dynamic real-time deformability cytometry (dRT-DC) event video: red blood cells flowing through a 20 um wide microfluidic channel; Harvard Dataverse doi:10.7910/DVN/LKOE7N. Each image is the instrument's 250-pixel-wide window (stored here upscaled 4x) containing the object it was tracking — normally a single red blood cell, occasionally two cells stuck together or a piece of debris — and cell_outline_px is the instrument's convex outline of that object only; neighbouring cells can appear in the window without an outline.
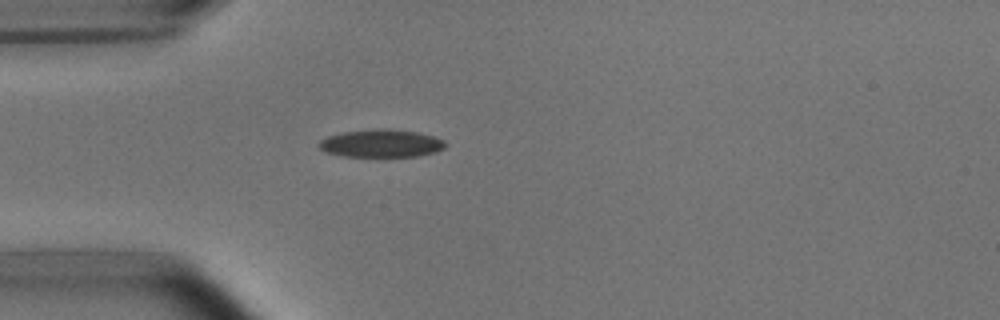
{"species": "common noctule bat (a hibernating species)", "species_latin": "Nyctalus noctula", "temperature_condition": "room temperature", "stored_images_in_passage": 1, "camera_frame_rate_fps": 3000, "um_per_image_px": 0.085, "animal": {"sex": "male", "body_mass_g": 15.6}, "frame": {"image": 1, "passage_image": 1, "time_ms": 0.0, "image_size_px": [1000, 320], "cell_outline_px": [[448, 144], [444, 148], [436, 152], [416, 156], [340, 156], [324, 152], [320, 148], [320, 140], [328, 136], [344, 132], [380, 128], [416, 132], [432, 136], [444, 140]], "centroid_in_image_um": [32.41, 12.19], "position_along_channel_um": 52.6, "area_um2": 20.29}}